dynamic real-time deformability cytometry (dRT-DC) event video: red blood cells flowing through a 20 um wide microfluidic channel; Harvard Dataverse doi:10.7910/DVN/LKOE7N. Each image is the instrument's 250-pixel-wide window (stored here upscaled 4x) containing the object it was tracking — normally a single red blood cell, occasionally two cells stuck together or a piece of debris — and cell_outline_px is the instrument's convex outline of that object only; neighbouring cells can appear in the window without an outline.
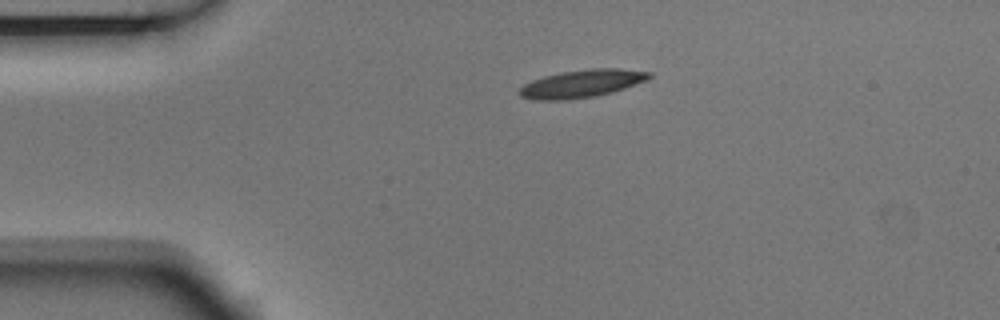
{"species": "Egyptian fruit bat (a non-hibernating species)", "species_latin": "Rousettus aegyptiacus", "temperature_condition": "room temperature", "stored_images_in_passage": 2, "camera_frame_rate_fps": 3000, "um_per_image_px": 0.085, "animal": {"sex": "male"}, "frame": {"image": 1, "passage_image": 1, "time_ms": 0.0, "image_size_px": [1000, 320], "cell_outline_px": [[652, 76], [644, 80], [624, 88], [612, 92], [596, 96], [564, 100], [536, 100], [520, 96], [520, 88], [524, 84], [532, 80], [544, 76], [560, 72], [592, 68], [616, 68], [652, 72]], "centroid_in_image_um": [49.43, 7.1], "position_along_channel_um": 35.6, "area_um2": 20.81}}
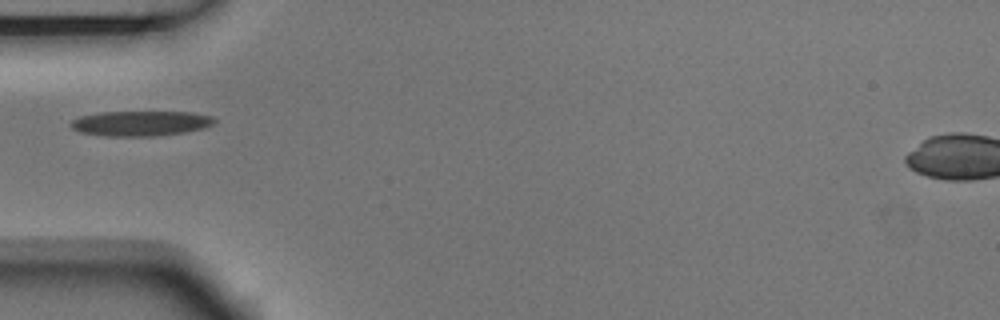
{"frame": {"image": 2, "passage_image": 2, "time_ms": 0.333, "image_size_px": [1000, 320], "cell_outline_px": [[216, 120], [212, 124], [204, 128], [184, 132], [156, 136], [104, 136], [80, 132], [72, 128], [68, 124], [72, 120], [80, 116], [100, 112], [192, 112], [212, 116]], "centroid_in_image_um": [11.93, 10.48], "position_along_channel_um": 73.1, "area_um2": 21.04}}